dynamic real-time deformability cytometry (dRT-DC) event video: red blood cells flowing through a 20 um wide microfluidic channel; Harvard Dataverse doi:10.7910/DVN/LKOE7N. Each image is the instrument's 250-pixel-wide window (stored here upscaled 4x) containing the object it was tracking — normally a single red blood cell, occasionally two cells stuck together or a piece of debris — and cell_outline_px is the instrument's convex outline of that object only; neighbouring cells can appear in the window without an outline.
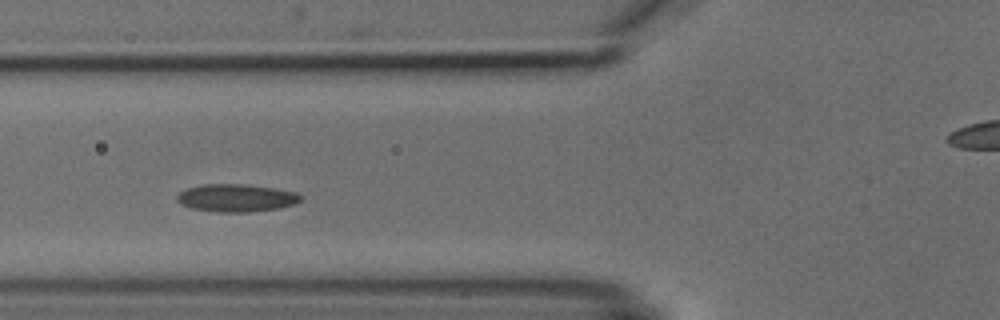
{"species": "common noctule bat (a hibernating species)", "species_latin": "Nyctalus noctula", "temperature_condition": "cold", "stored_images_in_passage": 7, "segment_of_instrument_passage": [1, 2], "camera_frame_rate_fps": 3000, "um_per_image_px": 0.085, "animal": {"sex": "male", "body_mass_g": 18.8}, "frame": {"image": 1, "passage_image": 4, "time_ms": 3.667, "image_size_px": [1000, 320], "cell_outline_px": [[304, 200], [296, 204], [280, 208], [248, 212], [216, 212], [192, 208], [180, 204], [176, 200], [176, 196], [180, 192], [188, 188], [204, 184], [244, 184], [276, 188], [296, 192], [304, 196]], "centroid_in_image_um": [20.14, 16.82], "position_along_channel_um": 105.7, "area_um2": 20.23}}
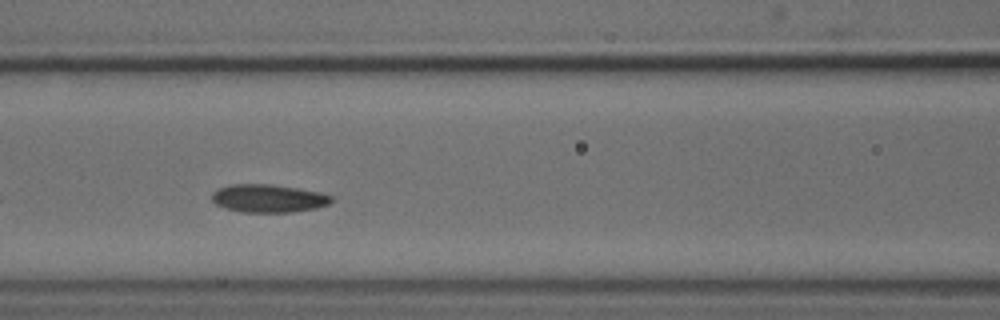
{"frame": {"image": 2, "passage_image": 5, "time_ms": 4.667, "image_size_px": [1000, 320], "cell_outline_px": [[332, 200], [328, 204], [316, 208], [292, 212], [240, 212], [216, 204], [212, 200], [212, 192], [216, 188], [228, 184], [272, 184], [320, 192], [332, 196]], "centroid_in_image_um": [22.78, 16.85], "position_along_channel_um": 143.8, "area_um2": 19.54}}
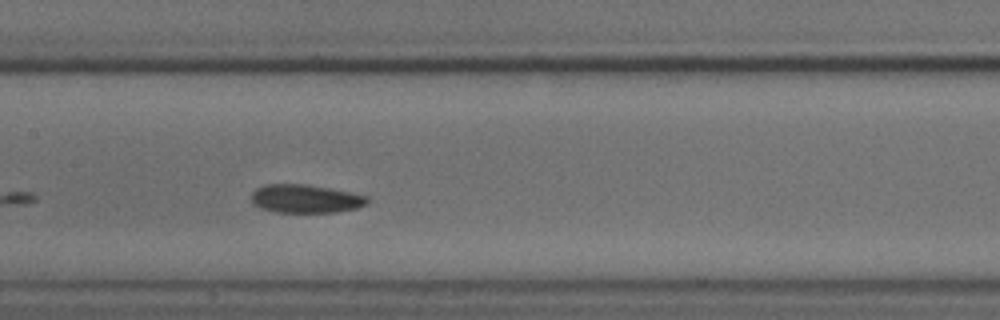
{"frame": {"image": 3, "passage_image": 6, "time_ms": 5.667, "image_size_px": [1000, 320], "cell_outline_px": [[368, 204], [356, 208], [336, 212], [276, 212], [260, 208], [252, 204], [252, 192], [256, 188], [264, 184], [304, 184], [328, 188], [368, 196]], "centroid_in_image_um": [25.94, 16.89], "position_along_channel_um": 181.5, "area_um2": 19.13}}